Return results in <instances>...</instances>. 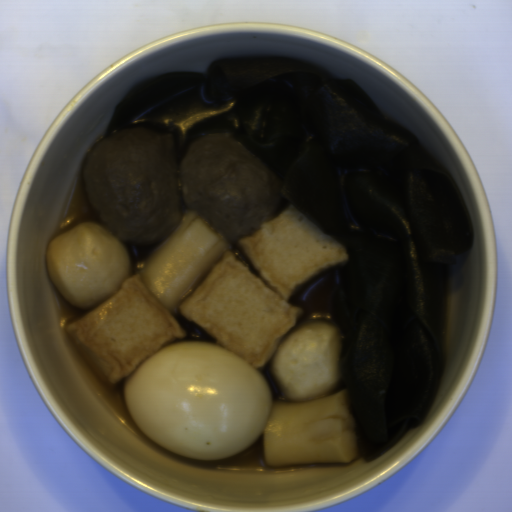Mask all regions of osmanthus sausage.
<instances>
[{"instance_id": "osmanthus-sausage-2", "label": "osmanthus sausage", "mask_w": 512, "mask_h": 512, "mask_svg": "<svg viewBox=\"0 0 512 512\" xmlns=\"http://www.w3.org/2000/svg\"><path fill=\"white\" fill-rule=\"evenodd\" d=\"M231 244L196 210L185 209L178 227L135 264V273L174 317L180 304L204 283Z\"/></svg>"}, {"instance_id": "osmanthus-sausage-1", "label": "osmanthus sausage", "mask_w": 512, "mask_h": 512, "mask_svg": "<svg viewBox=\"0 0 512 512\" xmlns=\"http://www.w3.org/2000/svg\"><path fill=\"white\" fill-rule=\"evenodd\" d=\"M350 406L347 388L308 401L273 400L262 432L264 464L350 463L360 454Z\"/></svg>"}]
</instances>
